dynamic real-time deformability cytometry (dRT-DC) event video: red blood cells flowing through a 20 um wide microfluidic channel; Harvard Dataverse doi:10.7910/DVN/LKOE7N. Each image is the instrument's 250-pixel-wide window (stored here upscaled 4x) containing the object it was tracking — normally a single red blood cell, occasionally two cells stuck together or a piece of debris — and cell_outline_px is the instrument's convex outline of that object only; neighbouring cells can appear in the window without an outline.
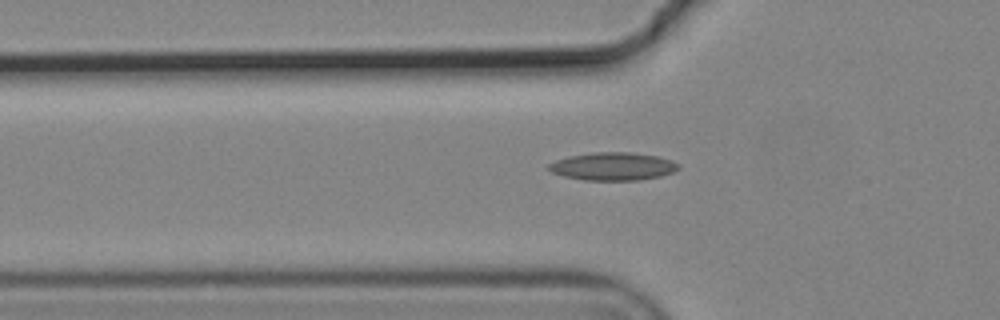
{"species": "common noctule bat (a hibernating species)", "species_latin": "Nyctalus noctula", "temperature_condition": "cold", "stored_images_in_passage": 5, "camera_frame_rate_fps": 3000, "um_per_image_px": 0.085, "animal": {"sex": "male", "body_mass_g": 19.2, "forearm_length_mm": 51.8}, "frame": {"image": 1, "passage_image": 5, "time_ms": 1.333, "image_size_px": [1000, 320], "cell_outline_px": [[680, 168], [672, 172], [660, 176], [636, 180], [584, 180], [564, 176], [552, 172], [548, 168], [548, 164], [556, 160], [568, 156], [592, 152], [628, 152], [656, 156], [672, 160], [680, 164]], "centroid_in_image_um": [52.09, 14.13], "position_along_channel_um": 73.7, "area_um2": 21.04}}